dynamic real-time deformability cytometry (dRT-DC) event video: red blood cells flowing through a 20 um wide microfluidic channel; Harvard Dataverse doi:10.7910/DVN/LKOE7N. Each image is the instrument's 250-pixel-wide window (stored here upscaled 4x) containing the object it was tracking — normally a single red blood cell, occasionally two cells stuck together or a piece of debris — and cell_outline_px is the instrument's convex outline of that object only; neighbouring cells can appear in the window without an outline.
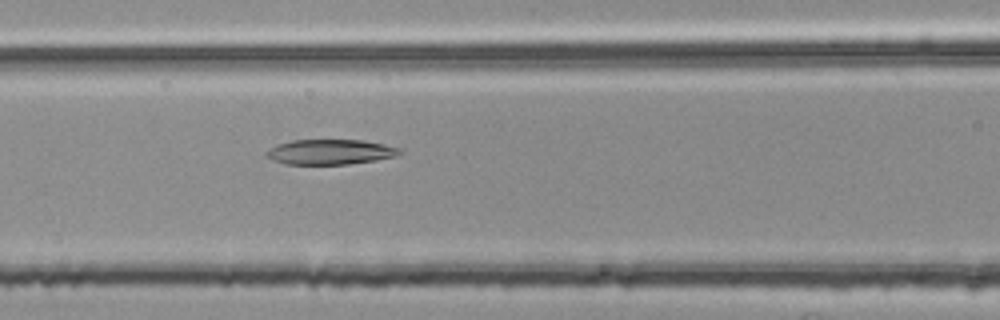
{"species": "common noctule bat (a hibernating species)", "species_latin": "Nyctalus noctula", "temperature_condition": "room temperature", "stored_images_in_passage": 32, "camera_frame_rate_fps": 3000, "um_per_image_px": 0.085, "animal": {"sex": "female", "body_mass_g": 25.1}, "frame": {"image": 1, "passage_image": 9, "time_ms": 2.667, "image_size_px": [1000, 320], "cell_outline_px": [[404, 152], [396, 156], [376, 160], [348, 164], [284, 164], [272, 160], [264, 152], [268, 148], [276, 144], [292, 140], [364, 140], [384, 144], [400, 148]], "centroid_in_image_um": [28.06, 12.91], "position_along_channel_um": 138.5, "area_um2": 19.65}}
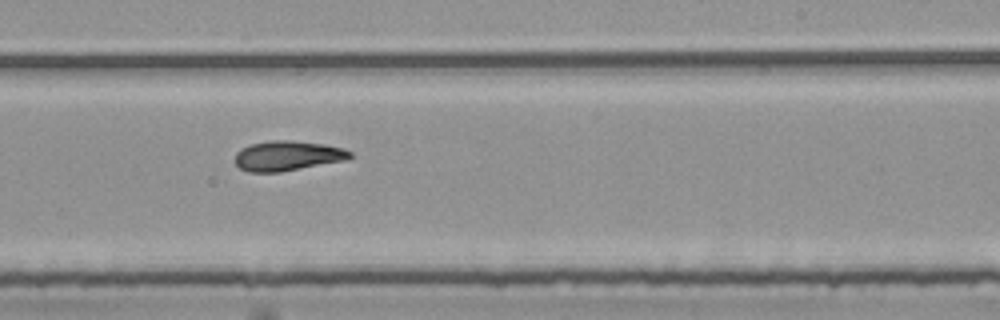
{"frame": {"image": 2, "passage_image": 19, "time_ms": 6.0, "image_size_px": [1000, 320], "cell_outline_px": [[352, 156], [344, 160], [280, 172], [248, 172], [240, 168], [232, 160], [236, 152], [240, 148], [248, 144], [268, 140], [292, 140], [324, 144], [344, 148], [352, 152]], "centroid_in_image_um": [24.37, 13.23], "position_along_channel_um": 264.6, "area_um2": 20.29}}
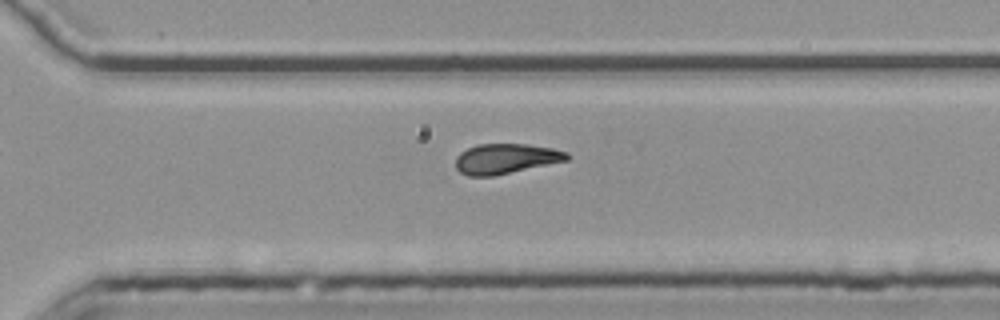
{"frame": {"image": 3, "passage_image": 24, "time_ms": 7.667, "image_size_px": [1000, 320], "cell_outline_px": [[572, 156], [568, 160], [496, 176], [468, 176], [460, 172], [456, 168], [456, 156], [460, 152], [476, 144], [528, 144], [552, 148], [568, 152]], "centroid_in_image_um": [43.01, 13.49], "position_along_channel_um": 327.6, "area_um2": 19.77}, "authors_computed_cell_mechanics": {"area_um2": 19.9699, "velocity_mm_per_s": 3.7955, "shape_relaxation_time_tau1_ms": null, "shape_relaxation_time_tau2_ms": 7.3827, "deformation_change_tau1": null, "deformation_change_tau2": 0.1561}}